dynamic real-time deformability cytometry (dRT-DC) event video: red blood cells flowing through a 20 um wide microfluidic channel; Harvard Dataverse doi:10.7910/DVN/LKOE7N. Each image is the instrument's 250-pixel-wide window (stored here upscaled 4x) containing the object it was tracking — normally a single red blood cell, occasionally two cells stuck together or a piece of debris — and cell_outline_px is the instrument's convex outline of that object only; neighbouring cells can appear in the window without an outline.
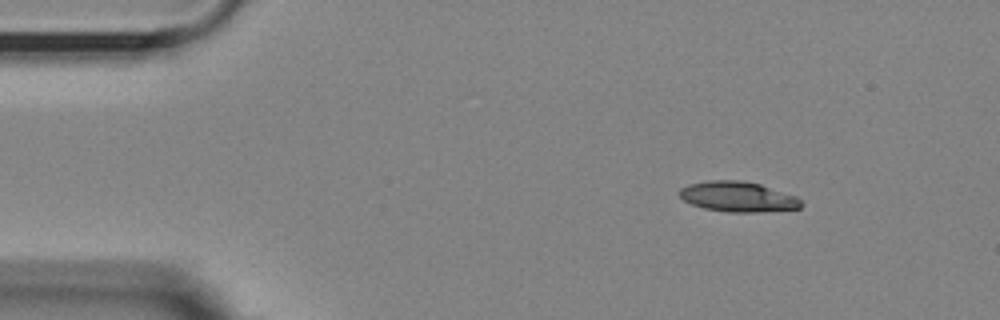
{"species": "Egyptian fruit bat (a non-hibernating species)", "species_latin": "Rousettus aegyptiacus", "temperature_condition": "room temperature", "stored_images_in_passage": 49, "camera_frame_rate_fps": 3000, "um_per_image_px": 0.085, "animal": {"sex": "female"}, "frame": {"image": 1, "passage_image": 1, "time_ms": 0.0, "image_size_px": [1000, 320], "cell_outline_px": [[804, 204], [800, 208], [756, 212], [728, 212], [704, 208], [692, 204], [684, 200], [676, 192], [680, 188], [688, 184], [708, 180], [740, 180], [760, 184], [796, 196]], "centroid_in_image_um": [62.69, 16.71], "position_along_channel_um": 22.3, "area_um2": 21.44}}
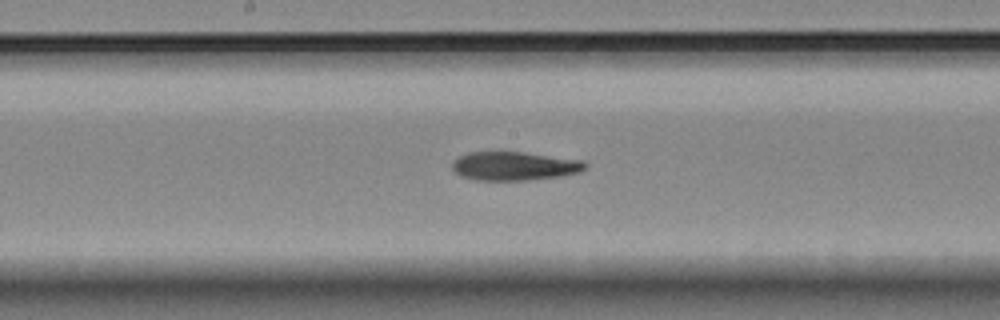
{"frame": {"image": 2, "passage_image": 22, "time_ms": 7.0, "image_size_px": [1000, 320], "cell_outline_px": [[588, 164], [580, 172], [560, 176], [524, 180], [476, 180], [460, 176], [452, 168], [452, 164], [460, 156], [468, 152], [524, 152], [584, 160]], "centroid_in_image_um": [43.74, 14.11], "position_along_channel_um": 204.5, "area_um2": 22.14}}
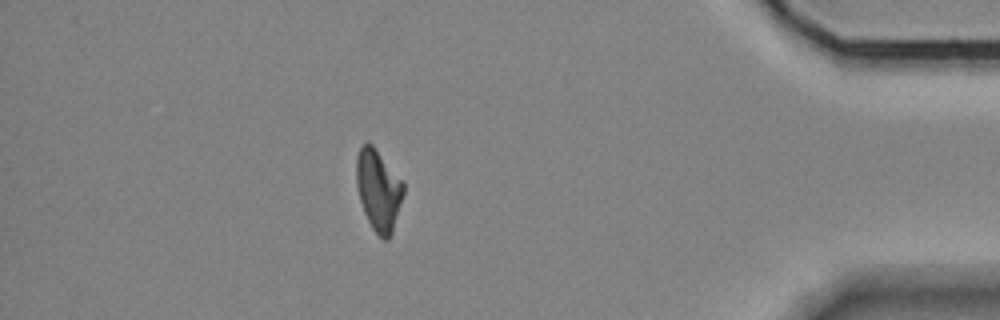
{"frame": {"image": 3, "passage_image": 42, "time_ms": 13.667, "image_size_px": [1000, 320], "cell_outline_px": [[404, 192], [392, 232], [388, 240], [384, 240], [372, 228], [364, 212], [360, 200], [356, 184], [356, 156], [360, 148], [368, 140], [372, 144], [404, 184]], "centroid_in_image_um": [32.14, 16.15], "position_along_channel_um": 403.1, "area_um2": 21.91}}